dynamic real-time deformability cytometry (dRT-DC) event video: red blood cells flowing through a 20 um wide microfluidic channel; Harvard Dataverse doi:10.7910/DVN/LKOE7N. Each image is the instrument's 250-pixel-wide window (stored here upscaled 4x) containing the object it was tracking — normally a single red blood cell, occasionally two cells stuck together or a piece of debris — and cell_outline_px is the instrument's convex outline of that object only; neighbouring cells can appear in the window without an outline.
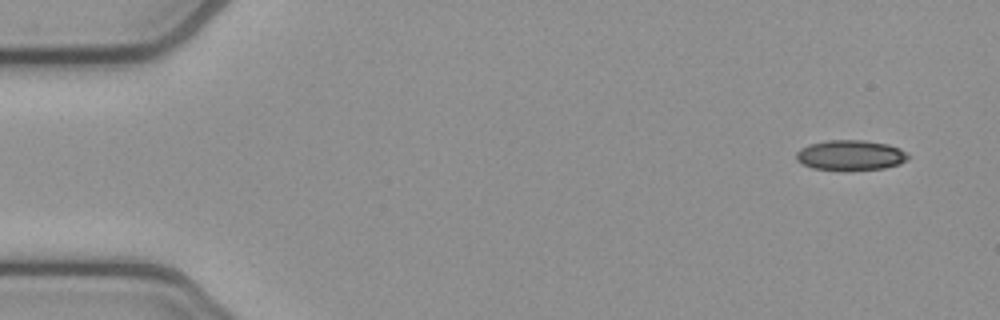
{"species": "common noctule bat (a hibernating species)", "species_latin": "Nyctalus noctula", "temperature_condition": "cold", "stored_images_in_passage": 5, "camera_frame_rate_fps": 3000, "um_per_image_px": 0.085, "animal": {"sex": "female", "body_mass_g": 21.9}, "frame": {"image": 1, "passage_image": 1, "time_ms": 0.0, "image_size_px": [1000, 320], "cell_outline_px": [[912, 156], [908, 160], [900, 164], [884, 168], [812, 168], [796, 160], [796, 152], [800, 148], [808, 144], [828, 140], [860, 140], [888, 144], [900, 148], [908, 152]], "centroid_in_image_um": [72.34, 13.15], "position_along_channel_um": 12.7, "area_um2": 19.31}}
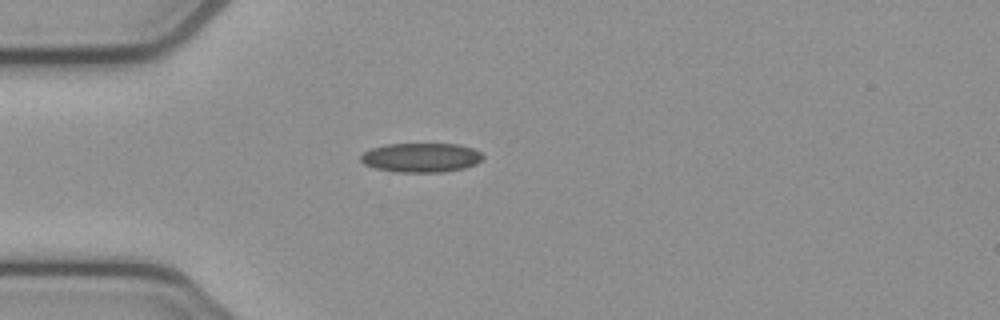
{"frame": {"image": 2, "passage_image": 4, "time_ms": 1.0, "image_size_px": [1000, 320], "cell_outline_px": [[484, 156], [476, 164], [464, 168], [444, 172], [396, 172], [376, 168], [364, 164], [360, 160], [360, 156], [364, 152], [372, 148], [388, 144], [460, 144], [472, 148], [480, 152]], "centroid_in_image_um": [35.8, 13.39], "position_along_channel_um": 49.2, "area_um2": 20.81}}